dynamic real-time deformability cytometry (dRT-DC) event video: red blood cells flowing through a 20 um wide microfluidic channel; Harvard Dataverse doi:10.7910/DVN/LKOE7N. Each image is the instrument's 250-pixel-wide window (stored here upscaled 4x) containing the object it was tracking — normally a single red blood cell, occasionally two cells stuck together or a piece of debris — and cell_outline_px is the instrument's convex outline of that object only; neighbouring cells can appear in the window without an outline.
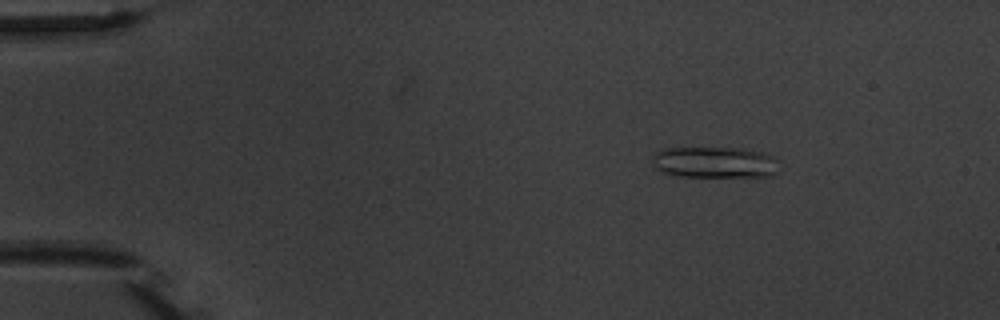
{"species": "common noctule bat (a hibernating species)", "species_latin": "Nyctalus noctula", "temperature_condition": "warm", "stored_images_in_passage": 4, "camera_frame_rate_fps": 3000, "um_per_image_px": 0.085, "animal": {"sex": "male", "body_mass_g": 20.1, "forearm_length_mm": 53.5}, "frame": {"image": 1, "passage_image": 2, "time_ms": 1.0, "image_size_px": [1000, 320], "cell_outline_px": [[776, 172], [772, 176], [680, 176], [664, 172], [656, 168], [652, 160], [652, 156], [656, 152], [668, 148], [740, 148], [760, 152], [772, 156]], "centroid_in_image_um": [60.69, 13.79], "position_along_channel_um": 24.3, "area_um2": 22.48}}